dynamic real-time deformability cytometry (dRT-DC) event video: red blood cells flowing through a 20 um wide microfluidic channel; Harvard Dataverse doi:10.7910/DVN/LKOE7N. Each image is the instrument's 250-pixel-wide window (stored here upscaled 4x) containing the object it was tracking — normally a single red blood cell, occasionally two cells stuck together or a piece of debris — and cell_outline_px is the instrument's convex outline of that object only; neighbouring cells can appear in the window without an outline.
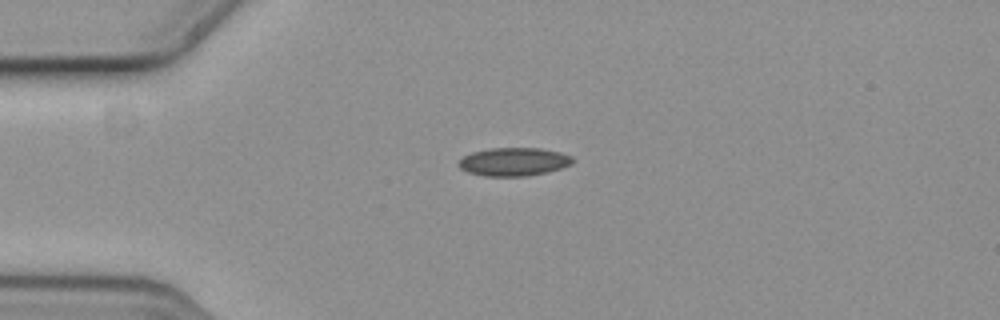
{"species": "common noctule bat (a hibernating species)", "species_latin": "Nyctalus noctula", "temperature_condition": "cold", "stored_images_in_passage": 1, "camera_frame_rate_fps": 3000, "um_per_image_px": 0.085, "animal": {"sex": "female", "body_mass_g": 19.3, "forearm_length_mm": 54.1}, "frame": {"image": 1, "passage_image": 1, "time_ms": 0.0, "image_size_px": [1000, 320], "cell_outline_px": [[576, 160], [572, 164], [560, 168], [544, 172], [524, 176], [484, 176], [468, 172], [460, 168], [456, 164], [464, 156], [472, 152], [488, 148], [540, 148], [560, 152], [572, 156]], "centroid_in_image_um": [43.66, 13.74], "position_along_channel_um": 41.3, "area_um2": 18.79}}